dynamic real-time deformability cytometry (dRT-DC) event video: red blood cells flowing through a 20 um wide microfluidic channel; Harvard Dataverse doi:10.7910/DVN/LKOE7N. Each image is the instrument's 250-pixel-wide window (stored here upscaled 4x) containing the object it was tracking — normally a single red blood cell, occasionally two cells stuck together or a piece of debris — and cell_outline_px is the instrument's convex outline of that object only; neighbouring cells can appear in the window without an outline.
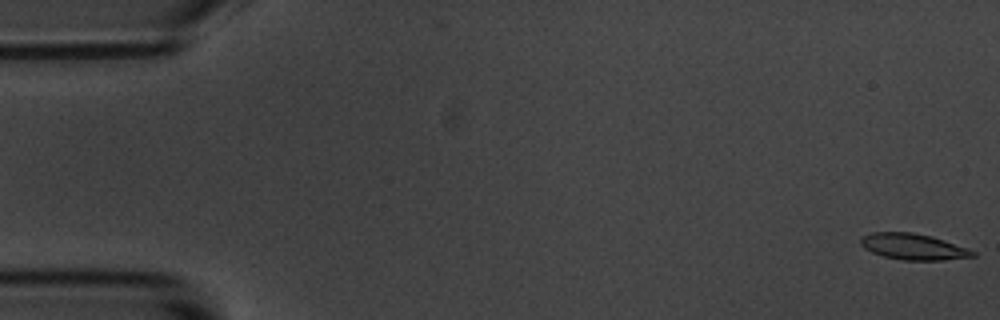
{"species": "common noctule bat (a hibernating species)", "species_latin": "Nyctalus noctula", "temperature_condition": "room temperature", "stored_images_in_passage": 58, "camera_frame_rate_fps": 3000, "um_per_image_px": 0.085, "animal": {"sex": "male", "body_mass_g": 20.1, "forearm_length_mm": 53.5}, "frame": {"image": 1, "passage_image": 1, "time_ms": 0.0, "image_size_px": [1000, 320], "cell_outline_px": [[976, 256], [940, 260], [904, 260], [884, 256], [872, 252], [864, 248], [860, 244], [860, 236], [872, 232], [912, 232], [932, 236], [944, 240], [976, 252]], "centroid_in_image_um": [77.58, 20.95], "position_along_channel_um": 7.4, "area_um2": 16.94}}
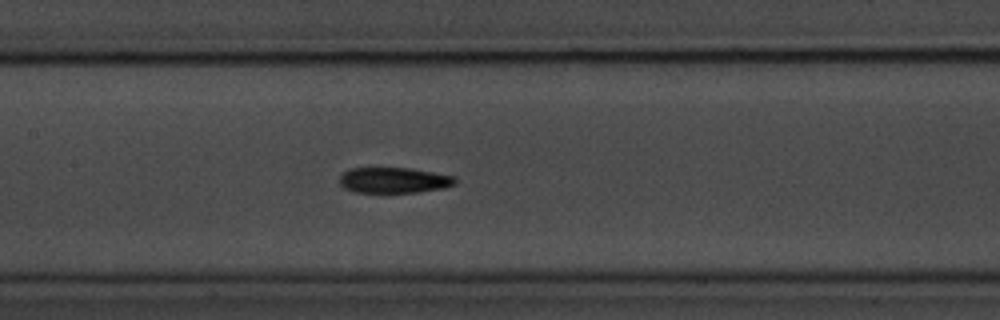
{"frame": {"image": 2, "passage_image": 27, "time_ms": 8.667, "image_size_px": [1000, 320], "cell_outline_px": [[456, 184], [444, 188], [420, 192], [388, 196], [356, 192], [344, 188], [340, 184], [340, 176], [348, 168], [408, 168], [432, 172], [452, 176], [456, 180]], "centroid_in_image_um": [33.44, 15.38], "position_along_channel_um": 174.0, "area_um2": 18.09}}
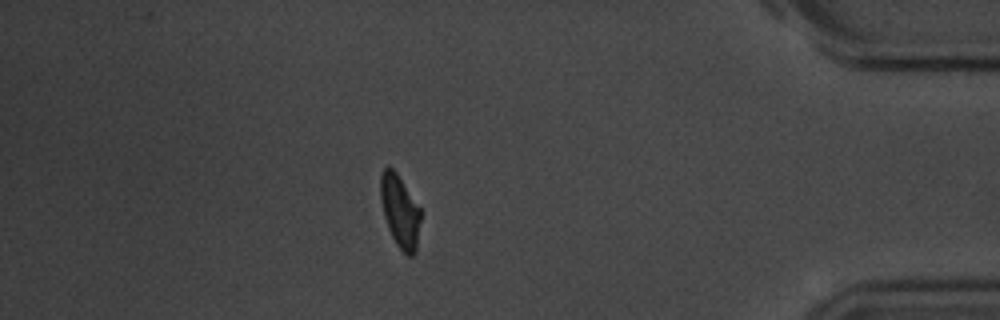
{"frame": {"image": 3, "passage_image": 50, "time_ms": 16.333, "image_size_px": [1000, 320], "cell_outline_px": [[420, 220], [416, 252], [412, 256], [408, 256], [396, 244], [388, 228], [384, 216], [380, 200], [380, 176], [384, 168], [392, 168], [396, 172], [420, 208]], "centroid_in_image_um": [33.98, 17.97], "position_along_channel_um": 401.2, "area_um2": 16.76}, "authors_computed_cell_mechanics": {"area_um2": 17.4556, "velocity_mm_per_s": 3.5029, "shape_relaxation_time_tau1_ms": 3.3299, "shape_relaxation_time_tau2_ms": 9.2862, "deformation_change_tau1": 0.1259, "deformation_change_tau2": 0.1442}}